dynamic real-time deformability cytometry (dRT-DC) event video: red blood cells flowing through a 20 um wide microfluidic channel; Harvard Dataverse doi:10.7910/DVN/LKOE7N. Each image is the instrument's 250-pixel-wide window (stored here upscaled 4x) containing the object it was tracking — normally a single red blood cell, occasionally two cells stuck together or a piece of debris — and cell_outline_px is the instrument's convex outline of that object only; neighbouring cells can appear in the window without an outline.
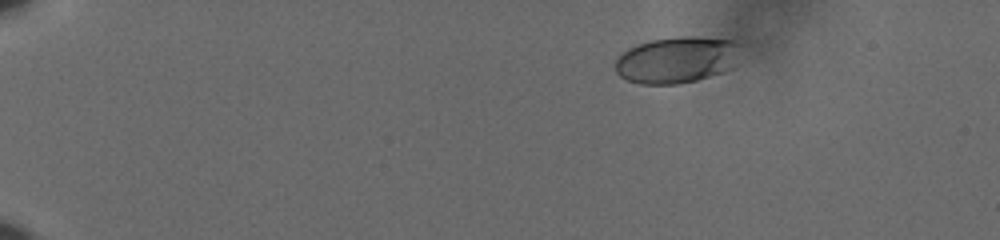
{"species": "human", "species_latin": "Homo sapiens", "temperature_condition": "cold", "stored_images_in_passage": 50, "camera_frame_rate_fps": 3000, "um_per_image_px": 0.085, "donor": {"sex": "male"}, "frame": {"image": 1, "passage_image": 1, "time_ms": 0.0, "image_size_px": [1000, 240], "cell_outline_px": [[740, 44], [732, 68], [696, 80], [676, 84], [640, 84], [628, 80], [620, 76], [616, 72], [616, 60], [628, 48], [636, 44], [652, 40], [680, 36], [692, 36], [736, 40]], "centroid_in_image_um": [57.51, 5.07], "position_along_channel_um": 27.5, "area_um2": 33.64}}
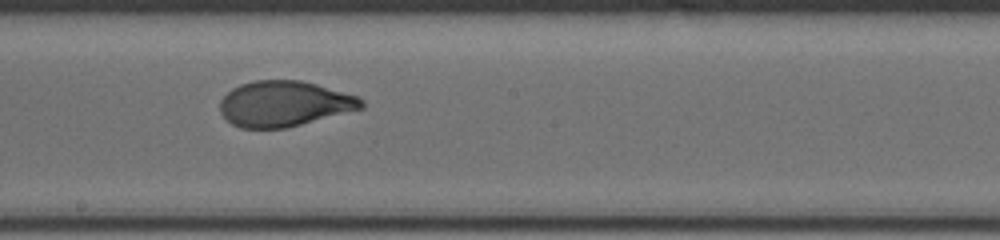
{"frame": {"image": 2, "passage_image": 27, "time_ms": 8.667, "image_size_px": [1000, 240], "cell_outline_px": [[364, 108], [284, 128], [240, 128], [232, 124], [220, 112], [220, 100], [232, 88], [240, 84], [256, 80], [300, 80], [316, 84], [360, 96], [364, 100]], "centroid_in_image_um": [24.17, 8.81], "position_along_channel_um": 224.0, "area_um2": 37.45}}
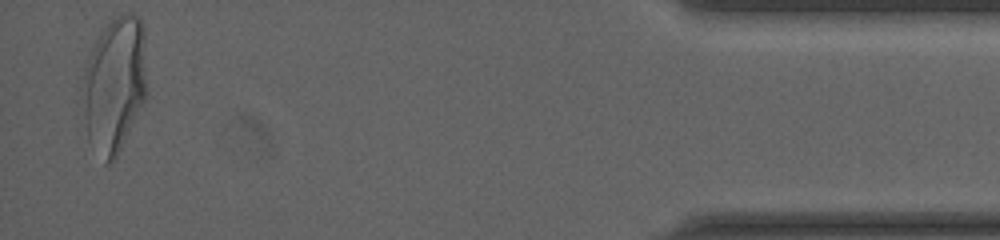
{"frame": {"image": 3, "passage_image": 49, "time_ms": 16.0, "image_size_px": [1000, 240], "cell_outline_px": [[148, 92], [116, 156], [108, 164], [104, 164], [88, 140], [84, 80], [84, 68], [92, 48], [104, 24], [120, 12], [132, 12], [144, 24]], "centroid_in_image_um": [9.79, 7.08], "position_along_channel_um": 425.4, "area_um2": 50.58}, "authors_computed_cell_mechanics": {"area_um2": 37.5411, "velocity_mm_per_s": 3.6249, "shape_relaxation_time_tau1_ms": 4.1559, "shape_relaxation_time_tau2_ms": null, "deformation_change_tau1": 0.1685, "deformation_change_tau2": null}}